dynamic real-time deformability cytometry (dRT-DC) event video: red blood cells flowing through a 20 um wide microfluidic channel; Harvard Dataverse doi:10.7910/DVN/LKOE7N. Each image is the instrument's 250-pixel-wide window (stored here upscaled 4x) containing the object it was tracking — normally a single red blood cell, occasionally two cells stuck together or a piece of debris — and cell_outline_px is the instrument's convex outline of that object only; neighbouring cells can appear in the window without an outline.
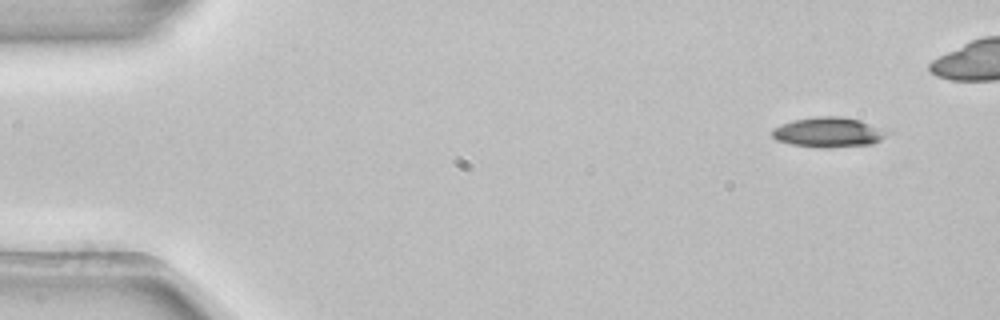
{"species": "common noctule bat (a hibernating species)", "species_latin": "Nyctalus noctula", "temperature_condition": "room temperature", "stored_images_in_passage": 5, "camera_frame_rate_fps": 3000, "um_per_image_px": 0.085, "animal": {"sex": "female", "body_mass_g": 22.7, "forearm_length_mm": 54.2}, "frame": {"image": 1, "passage_image": 1, "time_ms": 0.0, "image_size_px": [1000, 320], "cell_outline_px": [[888, 132], [880, 140], [872, 144], [828, 148], [820, 148], [788, 144], [776, 140], [772, 136], [772, 128], [780, 124], [792, 120], [816, 116], [840, 116], [860, 120]], "centroid_in_image_um": [70.33, 11.25], "position_along_channel_um": 14.7, "area_um2": 20.11}}